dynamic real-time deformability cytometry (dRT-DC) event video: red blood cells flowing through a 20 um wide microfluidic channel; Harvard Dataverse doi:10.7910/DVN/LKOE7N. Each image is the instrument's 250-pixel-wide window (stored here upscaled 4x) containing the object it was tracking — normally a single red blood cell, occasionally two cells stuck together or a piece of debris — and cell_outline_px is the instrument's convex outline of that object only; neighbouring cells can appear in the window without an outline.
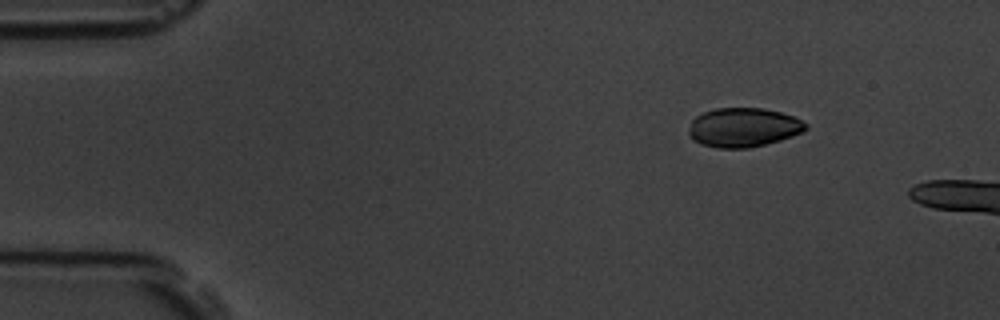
{"species": "common noctule bat (a hibernating species)", "species_latin": "Nyctalus noctula", "temperature_condition": "room temperature", "stored_images_in_passage": 4, "camera_frame_rate_fps": 3000, "um_per_image_px": 0.085, "animal": {"sex": "male", "body_mass_g": 19.5, "forearm_length_mm": 54.6}, "frame": {"image": 1, "passage_image": 2, "time_ms": 1.0, "image_size_px": [1000, 320], "cell_outline_px": [[808, 128], [792, 136], [780, 140], [748, 148], [716, 148], [700, 144], [692, 140], [688, 136], [688, 132], [692, 120], [696, 116], [704, 112], [716, 108], [764, 108], [780, 112], [792, 116], [808, 124]], "centroid_in_image_um": [63.15, 10.83], "position_along_channel_um": 21.9, "area_um2": 26.7}}